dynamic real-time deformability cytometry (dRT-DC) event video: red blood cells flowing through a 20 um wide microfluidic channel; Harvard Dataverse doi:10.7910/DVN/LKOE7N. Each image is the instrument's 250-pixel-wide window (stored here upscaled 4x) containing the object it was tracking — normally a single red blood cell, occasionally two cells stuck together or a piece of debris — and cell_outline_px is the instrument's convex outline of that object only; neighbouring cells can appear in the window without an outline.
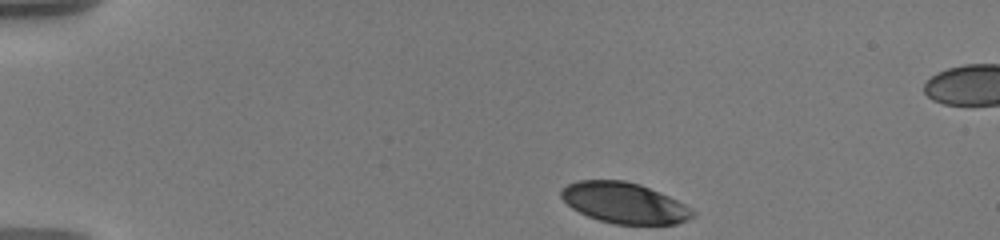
{"species": "human", "species_latin": "Homo sapiens", "temperature_condition": "warm", "stored_images_in_passage": 47, "camera_frame_rate_fps": 3000, "um_per_image_px": 0.085, "donor": {"sex": "male"}, "frame": {"image": 1, "passage_image": 1, "time_ms": 0.0, "image_size_px": [1000, 240], "cell_outline_px": [[696, 212], [688, 220], [676, 224], [616, 224], [600, 220], [588, 216], [572, 208], [560, 196], [560, 192], [568, 184], [576, 180], [624, 180], [640, 184], [660, 192], [692, 208]], "centroid_in_image_um": [53.08, 17.24], "position_along_channel_um": 31.9, "area_um2": 31.1}}
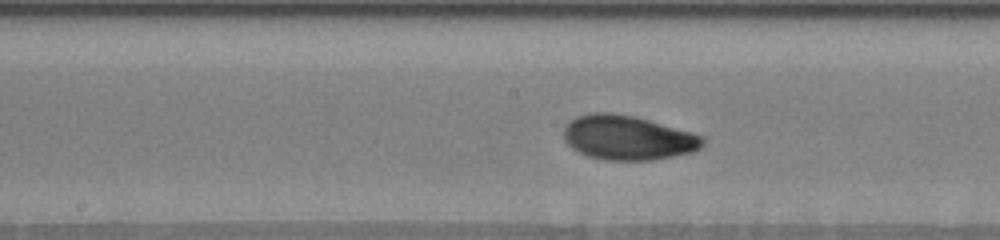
{"frame": {"image": 2, "passage_image": 21, "time_ms": 6.667, "image_size_px": [1000, 240], "cell_outline_px": [[704, 144], [700, 148], [692, 152], [652, 160], [604, 160], [588, 156], [572, 148], [564, 140], [564, 128], [568, 120], [576, 116], [592, 112], [612, 112], [636, 116], [692, 132], [704, 136]], "centroid_in_image_um": [53.35, 11.69], "position_along_channel_um": 194.9, "area_um2": 36.3}}
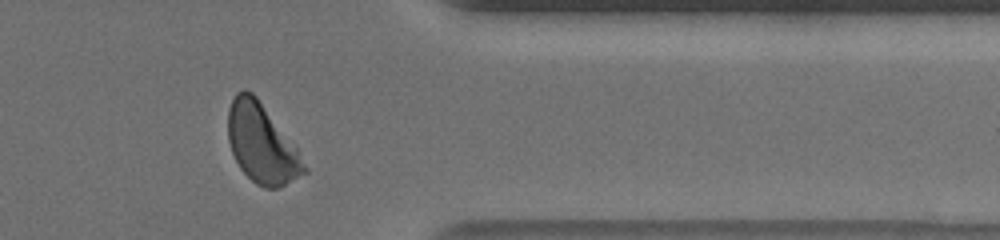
{"frame": {"image": 3, "passage_image": 38, "time_ms": 12.333, "image_size_px": [1000, 240], "cell_outline_px": [[308, 172], [276, 188], [264, 188], [256, 184], [240, 168], [232, 152], [228, 140], [228, 108], [236, 92], [244, 88], [252, 92], [256, 96], [296, 148], [308, 168]], "centroid_in_image_um": [22.22, 12.2], "position_along_channel_um": 389.2, "area_um2": 34.62}, "authors_computed_cell_mechanics": {"area_um2": 34.391, "velocity_mm_per_s": 3.5688, "shape_relaxation_time_tau1_ms": 5.0886, "shape_relaxation_time_tau2_ms": 2.0324, "deformation_change_tau1": 0.1596, "deformation_change_tau2": 0.0613}}